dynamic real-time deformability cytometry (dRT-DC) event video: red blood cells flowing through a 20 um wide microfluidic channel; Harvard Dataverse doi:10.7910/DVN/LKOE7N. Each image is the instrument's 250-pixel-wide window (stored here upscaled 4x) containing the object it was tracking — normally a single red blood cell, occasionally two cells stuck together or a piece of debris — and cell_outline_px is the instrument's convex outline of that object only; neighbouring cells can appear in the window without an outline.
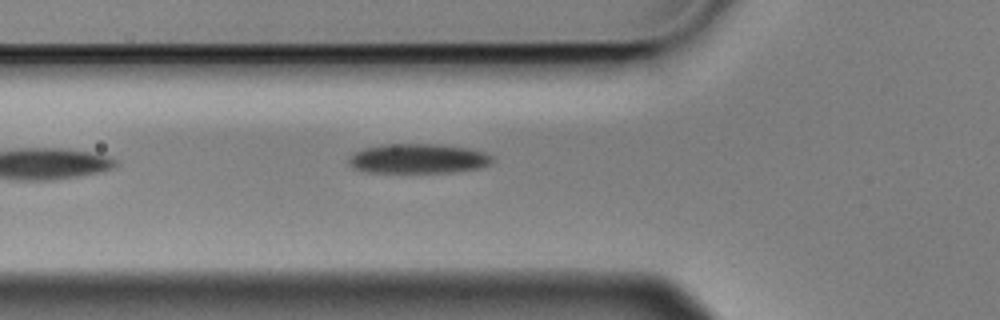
{"species": "Egyptian fruit bat (a non-hibernating species)", "species_latin": "Rousettus aegyptiacus", "temperature_condition": "cold", "stored_images_in_passage": 3, "camera_frame_rate_fps": 3000, "um_per_image_px": 0.085, "animal": {"sex": "male"}, "frame": {"image": 1, "passage_image": 3, "time_ms": 0.667, "image_size_px": [1000, 320], "cell_outline_px": [[492, 160], [488, 164], [480, 168], [456, 172], [368, 172], [356, 168], [348, 164], [348, 156], [364, 148], [384, 144], [436, 144], [464, 148], [484, 152], [492, 156]], "centroid_in_image_um": [35.52, 13.48], "position_along_channel_um": 90.3, "area_um2": 24.57}}